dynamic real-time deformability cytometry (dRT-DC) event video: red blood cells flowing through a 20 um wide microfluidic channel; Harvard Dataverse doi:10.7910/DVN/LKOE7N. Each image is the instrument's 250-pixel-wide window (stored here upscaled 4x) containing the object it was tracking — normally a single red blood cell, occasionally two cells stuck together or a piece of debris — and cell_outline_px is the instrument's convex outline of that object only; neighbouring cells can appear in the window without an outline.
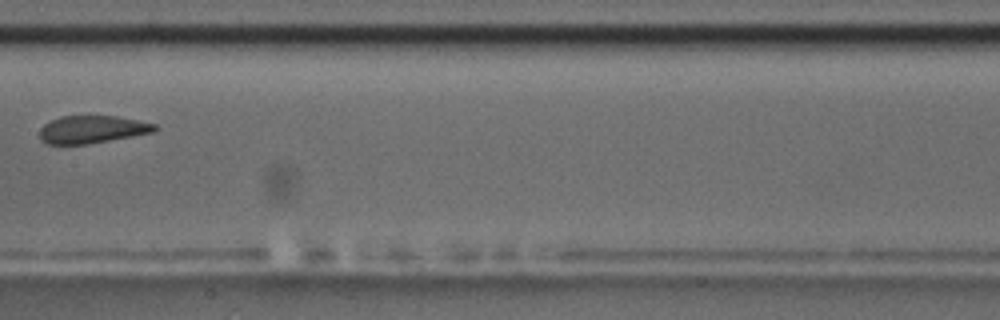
{"species": "common noctule bat (a hibernating species)", "species_latin": "Nyctalus noctula", "temperature_condition": "room temperature", "stored_images_in_passage": 9, "camera_frame_rate_fps": 3000, "um_per_image_px": 0.085, "animal": {"sex": "male", "body_mass_g": 17.5, "forearm_length_mm": 52.3}, "frame": {"image": 1, "passage_image": 9, "time_ms": 9.333, "image_size_px": [1000, 320], "cell_outline_px": [[160, 128], [152, 132], [132, 136], [88, 144], [48, 144], [40, 140], [40, 128], [44, 124], [60, 116], [116, 116], [156, 124]], "centroid_in_image_um": [7.82, 11.0], "position_along_channel_um": 199.6, "area_um2": 18.44}}